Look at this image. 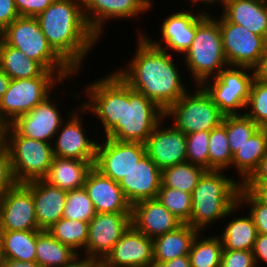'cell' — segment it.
Returning <instances> with one entry per match:
<instances>
[{"instance_id": "cell-26", "label": "cell", "mask_w": 267, "mask_h": 267, "mask_svg": "<svg viewBox=\"0 0 267 267\" xmlns=\"http://www.w3.org/2000/svg\"><path fill=\"white\" fill-rule=\"evenodd\" d=\"M94 162L54 156L43 180L65 191L83 188L86 176L93 168Z\"/></svg>"}, {"instance_id": "cell-40", "label": "cell", "mask_w": 267, "mask_h": 267, "mask_svg": "<svg viewBox=\"0 0 267 267\" xmlns=\"http://www.w3.org/2000/svg\"><path fill=\"white\" fill-rule=\"evenodd\" d=\"M95 214L93 202L84 187L67 191L63 218L90 222Z\"/></svg>"}, {"instance_id": "cell-20", "label": "cell", "mask_w": 267, "mask_h": 267, "mask_svg": "<svg viewBox=\"0 0 267 267\" xmlns=\"http://www.w3.org/2000/svg\"><path fill=\"white\" fill-rule=\"evenodd\" d=\"M162 120L148 137L146 154L161 169L187 162L186 134L172 125L162 126Z\"/></svg>"}, {"instance_id": "cell-41", "label": "cell", "mask_w": 267, "mask_h": 267, "mask_svg": "<svg viewBox=\"0 0 267 267\" xmlns=\"http://www.w3.org/2000/svg\"><path fill=\"white\" fill-rule=\"evenodd\" d=\"M210 132L201 131L186 134L187 162L208 170Z\"/></svg>"}, {"instance_id": "cell-7", "label": "cell", "mask_w": 267, "mask_h": 267, "mask_svg": "<svg viewBox=\"0 0 267 267\" xmlns=\"http://www.w3.org/2000/svg\"><path fill=\"white\" fill-rule=\"evenodd\" d=\"M4 141L10 153L12 174L17 184L42 180L54 158L52 143L18 135L9 125Z\"/></svg>"}, {"instance_id": "cell-4", "label": "cell", "mask_w": 267, "mask_h": 267, "mask_svg": "<svg viewBox=\"0 0 267 267\" xmlns=\"http://www.w3.org/2000/svg\"><path fill=\"white\" fill-rule=\"evenodd\" d=\"M240 187L239 178L228 177L224 170H206L192 192V212L186 224L205 232L208 225L233 217L241 207L238 203Z\"/></svg>"}, {"instance_id": "cell-38", "label": "cell", "mask_w": 267, "mask_h": 267, "mask_svg": "<svg viewBox=\"0 0 267 267\" xmlns=\"http://www.w3.org/2000/svg\"><path fill=\"white\" fill-rule=\"evenodd\" d=\"M157 199L183 224L190 220L192 194L176 188L160 186Z\"/></svg>"}, {"instance_id": "cell-30", "label": "cell", "mask_w": 267, "mask_h": 267, "mask_svg": "<svg viewBox=\"0 0 267 267\" xmlns=\"http://www.w3.org/2000/svg\"><path fill=\"white\" fill-rule=\"evenodd\" d=\"M267 153V136L262 128L245 142L241 148L233 154L232 166L243 183L257 168L260 160ZM237 169V170H236Z\"/></svg>"}, {"instance_id": "cell-19", "label": "cell", "mask_w": 267, "mask_h": 267, "mask_svg": "<svg viewBox=\"0 0 267 267\" xmlns=\"http://www.w3.org/2000/svg\"><path fill=\"white\" fill-rule=\"evenodd\" d=\"M101 263L105 267H152L153 241L131 224Z\"/></svg>"}, {"instance_id": "cell-10", "label": "cell", "mask_w": 267, "mask_h": 267, "mask_svg": "<svg viewBox=\"0 0 267 267\" xmlns=\"http://www.w3.org/2000/svg\"><path fill=\"white\" fill-rule=\"evenodd\" d=\"M255 77L256 70L251 68L227 66L217 77L206 80L201 86L225 116L240 115V110L246 107Z\"/></svg>"}, {"instance_id": "cell-23", "label": "cell", "mask_w": 267, "mask_h": 267, "mask_svg": "<svg viewBox=\"0 0 267 267\" xmlns=\"http://www.w3.org/2000/svg\"><path fill=\"white\" fill-rule=\"evenodd\" d=\"M83 187L96 213H131L132 205L125 198L119 182L104 176L94 167L88 172Z\"/></svg>"}, {"instance_id": "cell-50", "label": "cell", "mask_w": 267, "mask_h": 267, "mask_svg": "<svg viewBox=\"0 0 267 267\" xmlns=\"http://www.w3.org/2000/svg\"><path fill=\"white\" fill-rule=\"evenodd\" d=\"M152 267H191V264L189 255H185L167 262L153 263Z\"/></svg>"}, {"instance_id": "cell-6", "label": "cell", "mask_w": 267, "mask_h": 267, "mask_svg": "<svg viewBox=\"0 0 267 267\" xmlns=\"http://www.w3.org/2000/svg\"><path fill=\"white\" fill-rule=\"evenodd\" d=\"M75 76V71H45L41 76L27 79H11L7 91L0 100V122L10 125L16 118L30 112L43 102L64 79ZM68 77V78H67ZM59 85H58V84ZM55 88V90H53Z\"/></svg>"}, {"instance_id": "cell-49", "label": "cell", "mask_w": 267, "mask_h": 267, "mask_svg": "<svg viewBox=\"0 0 267 267\" xmlns=\"http://www.w3.org/2000/svg\"><path fill=\"white\" fill-rule=\"evenodd\" d=\"M241 186L267 206V183H241Z\"/></svg>"}, {"instance_id": "cell-8", "label": "cell", "mask_w": 267, "mask_h": 267, "mask_svg": "<svg viewBox=\"0 0 267 267\" xmlns=\"http://www.w3.org/2000/svg\"><path fill=\"white\" fill-rule=\"evenodd\" d=\"M1 40L47 71H74L48 44L36 17L19 16L1 32Z\"/></svg>"}, {"instance_id": "cell-53", "label": "cell", "mask_w": 267, "mask_h": 267, "mask_svg": "<svg viewBox=\"0 0 267 267\" xmlns=\"http://www.w3.org/2000/svg\"><path fill=\"white\" fill-rule=\"evenodd\" d=\"M11 79L0 69V100L7 91Z\"/></svg>"}, {"instance_id": "cell-58", "label": "cell", "mask_w": 267, "mask_h": 267, "mask_svg": "<svg viewBox=\"0 0 267 267\" xmlns=\"http://www.w3.org/2000/svg\"><path fill=\"white\" fill-rule=\"evenodd\" d=\"M70 267H83V259L80 258L76 263H74L72 266Z\"/></svg>"}, {"instance_id": "cell-14", "label": "cell", "mask_w": 267, "mask_h": 267, "mask_svg": "<svg viewBox=\"0 0 267 267\" xmlns=\"http://www.w3.org/2000/svg\"><path fill=\"white\" fill-rule=\"evenodd\" d=\"M85 111L86 109L80 103L78 108L69 112L66 117L67 121L62 122L59 130L56 132V138L52 142L54 156L95 161L98 142L88 138L84 130L85 128L81 120L83 117L81 115L83 112L85 114Z\"/></svg>"}, {"instance_id": "cell-56", "label": "cell", "mask_w": 267, "mask_h": 267, "mask_svg": "<svg viewBox=\"0 0 267 267\" xmlns=\"http://www.w3.org/2000/svg\"><path fill=\"white\" fill-rule=\"evenodd\" d=\"M5 126L0 122V144L4 141Z\"/></svg>"}, {"instance_id": "cell-33", "label": "cell", "mask_w": 267, "mask_h": 267, "mask_svg": "<svg viewBox=\"0 0 267 267\" xmlns=\"http://www.w3.org/2000/svg\"><path fill=\"white\" fill-rule=\"evenodd\" d=\"M201 234L196 235L189 252L191 267H220L223 246L219 235L207 238Z\"/></svg>"}, {"instance_id": "cell-39", "label": "cell", "mask_w": 267, "mask_h": 267, "mask_svg": "<svg viewBox=\"0 0 267 267\" xmlns=\"http://www.w3.org/2000/svg\"><path fill=\"white\" fill-rule=\"evenodd\" d=\"M260 127L245 114L226 116V133L232 155L247 142Z\"/></svg>"}, {"instance_id": "cell-34", "label": "cell", "mask_w": 267, "mask_h": 267, "mask_svg": "<svg viewBox=\"0 0 267 267\" xmlns=\"http://www.w3.org/2000/svg\"><path fill=\"white\" fill-rule=\"evenodd\" d=\"M205 171L204 168L189 162L164 168L161 170V186L192 194Z\"/></svg>"}, {"instance_id": "cell-43", "label": "cell", "mask_w": 267, "mask_h": 267, "mask_svg": "<svg viewBox=\"0 0 267 267\" xmlns=\"http://www.w3.org/2000/svg\"><path fill=\"white\" fill-rule=\"evenodd\" d=\"M220 267H257L252 250L223 249Z\"/></svg>"}, {"instance_id": "cell-12", "label": "cell", "mask_w": 267, "mask_h": 267, "mask_svg": "<svg viewBox=\"0 0 267 267\" xmlns=\"http://www.w3.org/2000/svg\"><path fill=\"white\" fill-rule=\"evenodd\" d=\"M131 225V213H96L89 222L82 259L101 262Z\"/></svg>"}, {"instance_id": "cell-27", "label": "cell", "mask_w": 267, "mask_h": 267, "mask_svg": "<svg viewBox=\"0 0 267 267\" xmlns=\"http://www.w3.org/2000/svg\"><path fill=\"white\" fill-rule=\"evenodd\" d=\"M199 233L189 224L152 239L154 263H162L189 255L192 243Z\"/></svg>"}, {"instance_id": "cell-5", "label": "cell", "mask_w": 267, "mask_h": 267, "mask_svg": "<svg viewBox=\"0 0 267 267\" xmlns=\"http://www.w3.org/2000/svg\"><path fill=\"white\" fill-rule=\"evenodd\" d=\"M209 13L196 24L193 42L182 58L193 76L194 85H202L206 80L217 77L229 66L223 51L219 18Z\"/></svg>"}, {"instance_id": "cell-44", "label": "cell", "mask_w": 267, "mask_h": 267, "mask_svg": "<svg viewBox=\"0 0 267 267\" xmlns=\"http://www.w3.org/2000/svg\"><path fill=\"white\" fill-rule=\"evenodd\" d=\"M16 184L12 174L10 153L5 141L0 144V198Z\"/></svg>"}, {"instance_id": "cell-31", "label": "cell", "mask_w": 267, "mask_h": 267, "mask_svg": "<svg viewBox=\"0 0 267 267\" xmlns=\"http://www.w3.org/2000/svg\"><path fill=\"white\" fill-rule=\"evenodd\" d=\"M219 234L223 249L252 250L258 231L253 219L248 216H237L226 224Z\"/></svg>"}, {"instance_id": "cell-21", "label": "cell", "mask_w": 267, "mask_h": 267, "mask_svg": "<svg viewBox=\"0 0 267 267\" xmlns=\"http://www.w3.org/2000/svg\"><path fill=\"white\" fill-rule=\"evenodd\" d=\"M131 224L148 238L154 239L176 230L183 223L155 198L132 205Z\"/></svg>"}, {"instance_id": "cell-25", "label": "cell", "mask_w": 267, "mask_h": 267, "mask_svg": "<svg viewBox=\"0 0 267 267\" xmlns=\"http://www.w3.org/2000/svg\"><path fill=\"white\" fill-rule=\"evenodd\" d=\"M221 15L267 40V0H221Z\"/></svg>"}, {"instance_id": "cell-59", "label": "cell", "mask_w": 267, "mask_h": 267, "mask_svg": "<svg viewBox=\"0 0 267 267\" xmlns=\"http://www.w3.org/2000/svg\"><path fill=\"white\" fill-rule=\"evenodd\" d=\"M262 129L265 131L266 136H267V124L265 126H263Z\"/></svg>"}, {"instance_id": "cell-13", "label": "cell", "mask_w": 267, "mask_h": 267, "mask_svg": "<svg viewBox=\"0 0 267 267\" xmlns=\"http://www.w3.org/2000/svg\"><path fill=\"white\" fill-rule=\"evenodd\" d=\"M97 144L93 167L101 174L119 182L146 154V146L139 142H122L105 137Z\"/></svg>"}, {"instance_id": "cell-46", "label": "cell", "mask_w": 267, "mask_h": 267, "mask_svg": "<svg viewBox=\"0 0 267 267\" xmlns=\"http://www.w3.org/2000/svg\"><path fill=\"white\" fill-rule=\"evenodd\" d=\"M18 17L14 0H0V33Z\"/></svg>"}, {"instance_id": "cell-36", "label": "cell", "mask_w": 267, "mask_h": 267, "mask_svg": "<svg viewBox=\"0 0 267 267\" xmlns=\"http://www.w3.org/2000/svg\"><path fill=\"white\" fill-rule=\"evenodd\" d=\"M233 155L226 133V116L220 126L210 131L208 170H226L232 167Z\"/></svg>"}, {"instance_id": "cell-9", "label": "cell", "mask_w": 267, "mask_h": 267, "mask_svg": "<svg viewBox=\"0 0 267 267\" xmlns=\"http://www.w3.org/2000/svg\"><path fill=\"white\" fill-rule=\"evenodd\" d=\"M224 116L201 85L195 87L193 94L188 90L164 111V119L171 117L172 126L185 134L210 132L222 124Z\"/></svg>"}, {"instance_id": "cell-1", "label": "cell", "mask_w": 267, "mask_h": 267, "mask_svg": "<svg viewBox=\"0 0 267 267\" xmlns=\"http://www.w3.org/2000/svg\"><path fill=\"white\" fill-rule=\"evenodd\" d=\"M84 88L89 100L81 105L98 117L104 137L145 144L164 119V111L156 103L134 91L114 71Z\"/></svg>"}, {"instance_id": "cell-52", "label": "cell", "mask_w": 267, "mask_h": 267, "mask_svg": "<svg viewBox=\"0 0 267 267\" xmlns=\"http://www.w3.org/2000/svg\"><path fill=\"white\" fill-rule=\"evenodd\" d=\"M256 76L262 80L267 81V44L265 47L261 63L259 67L256 69Z\"/></svg>"}, {"instance_id": "cell-2", "label": "cell", "mask_w": 267, "mask_h": 267, "mask_svg": "<svg viewBox=\"0 0 267 267\" xmlns=\"http://www.w3.org/2000/svg\"><path fill=\"white\" fill-rule=\"evenodd\" d=\"M137 50L128 65L114 71L134 91L143 94L163 111L188 90L169 51L154 47L143 35H137Z\"/></svg>"}, {"instance_id": "cell-3", "label": "cell", "mask_w": 267, "mask_h": 267, "mask_svg": "<svg viewBox=\"0 0 267 267\" xmlns=\"http://www.w3.org/2000/svg\"><path fill=\"white\" fill-rule=\"evenodd\" d=\"M36 18L48 44L78 75L100 40L87 23L82 0H54Z\"/></svg>"}, {"instance_id": "cell-16", "label": "cell", "mask_w": 267, "mask_h": 267, "mask_svg": "<svg viewBox=\"0 0 267 267\" xmlns=\"http://www.w3.org/2000/svg\"><path fill=\"white\" fill-rule=\"evenodd\" d=\"M206 10L200 9L198 13H192V10H179L169 14L161 24L160 41L153 40L147 34L138 31V35H143L154 47L161 48L164 51L173 50L176 53L183 54L190 48L196 33V24L207 14ZM150 37V38H149ZM163 42V43H162ZM165 43V44H164ZM169 48V49H168Z\"/></svg>"}, {"instance_id": "cell-15", "label": "cell", "mask_w": 267, "mask_h": 267, "mask_svg": "<svg viewBox=\"0 0 267 267\" xmlns=\"http://www.w3.org/2000/svg\"><path fill=\"white\" fill-rule=\"evenodd\" d=\"M41 230L35 214L32 191L15 184L0 198V231Z\"/></svg>"}, {"instance_id": "cell-29", "label": "cell", "mask_w": 267, "mask_h": 267, "mask_svg": "<svg viewBox=\"0 0 267 267\" xmlns=\"http://www.w3.org/2000/svg\"><path fill=\"white\" fill-rule=\"evenodd\" d=\"M0 69L10 79H27L41 76L46 69L37 61L28 58L19 49L0 42Z\"/></svg>"}, {"instance_id": "cell-28", "label": "cell", "mask_w": 267, "mask_h": 267, "mask_svg": "<svg viewBox=\"0 0 267 267\" xmlns=\"http://www.w3.org/2000/svg\"><path fill=\"white\" fill-rule=\"evenodd\" d=\"M79 259L77 252L55 239L47 230H37L35 261L41 267H70Z\"/></svg>"}, {"instance_id": "cell-18", "label": "cell", "mask_w": 267, "mask_h": 267, "mask_svg": "<svg viewBox=\"0 0 267 267\" xmlns=\"http://www.w3.org/2000/svg\"><path fill=\"white\" fill-rule=\"evenodd\" d=\"M151 4L152 0H82L87 23L99 39L105 33L106 21L137 18L150 11Z\"/></svg>"}, {"instance_id": "cell-11", "label": "cell", "mask_w": 267, "mask_h": 267, "mask_svg": "<svg viewBox=\"0 0 267 267\" xmlns=\"http://www.w3.org/2000/svg\"><path fill=\"white\" fill-rule=\"evenodd\" d=\"M219 30L228 65L256 70L264 55L267 40L244 26L228 22L222 15L219 18Z\"/></svg>"}, {"instance_id": "cell-35", "label": "cell", "mask_w": 267, "mask_h": 267, "mask_svg": "<svg viewBox=\"0 0 267 267\" xmlns=\"http://www.w3.org/2000/svg\"><path fill=\"white\" fill-rule=\"evenodd\" d=\"M88 227L89 222L62 217L48 228L47 231L62 244L70 246L80 256L82 252L79 249L84 251L86 246Z\"/></svg>"}, {"instance_id": "cell-45", "label": "cell", "mask_w": 267, "mask_h": 267, "mask_svg": "<svg viewBox=\"0 0 267 267\" xmlns=\"http://www.w3.org/2000/svg\"><path fill=\"white\" fill-rule=\"evenodd\" d=\"M19 16L37 17L45 11L54 0H14Z\"/></svg>"}, {"instance_id": "cell-48", "label": "cell", "mask_w": 267, "mask_h": 267, "mask_svg": "<svg viewBox=\"0 0 267 267\" xmlns=\"http://www.w3.org/2000/svg\"><path fill=\"white\" fill-rule=\"evenodd\" d=\"M243 183H267V153L260 160L257 168Z\"/></svg>"}, {"instance_id": "cell-55", "label": "cell", "mask_w": 267, "mask_h": 267, "mask_svg": "<svg viewBox=\"0 0 267 267\" xmlns=\"http://www.w3.org/2000/svg\"><path fill=\"white\" fill-rule=\"evenodd\" d=\"M83 267H105L101 262H91L83 259Z\"/></svg>"}, {"instance_id": "cell-24", "label": "cell", "mask_w": 267, "mask_h": 267, "mask_svg": "<svg viewBox=\"0 0 267 267\" xmlns=\"http://www.w3.org/2000/svg\"><path fill=\"white\" fill-rule=\"evenodd\" d=\"M25 185L32 191L38 227L47 230L63 217L67 191L54 187L43 179Z\"/></svg>"}, {"instance_id": "cell-37", "label": "cell", "mask_w": 267, "mask_h": 267, "mask_svg": "<svg viewBox=\"0 0 267 267\" xmlns=\"http://www.w3.org/2000/svg\"><path fill=\"white\" fill-rule=\"evenodd\" d=\"M241 112L260 128L267 124V81L257 76L253 79L245 110Z\"/></svg>"}, {"instance_id": "cell-42", "label": "cell", "mask_w": 267, "mask_h": 267, "mask_svg": "<svg viewBox=\"0 0 267 267\" xmlns=\"http://www.w3.org/2000/svg\"><path fill=\"white\" fill-rule=\"evenodd\" d=\"M238 203L250 207L249 214L259 234H267V206L261 203L249 190L240 187L238 193Z\"/></svg>"}, {"instance_id": "cell-17", "label": "cell", "mask_w": 267, "mask_h": 267, "mask_svg": "<svg viewBox=\"0 0 267 267\" xmlns=\"http://www.w3.org/2000/svg\"><path fill=\"white\" fill-rule=\"evenodd\" d=\"M52 98V99H51ZM50 95L30 112L16 118L9 126L18 134L37 141L52 143L65 117Z\"/></svg>"}, {"instance_id": "cell-47", "label": "cell", "mask_w": 267, "mask_h": 267, "mask_svg": "<svg viewBox=\"0 0 267 267\" xmlns=\"http://www.w3.org/2000/svg\"><path fill=\"white\" fill-rule=\"evenodd\" d=\"M252 253L256 265L259 266L262 261L267 264V234H259L254 242Z\"/></svg>"}, {"instance_id": "cell-51", "label": "cell", "mask_w": 267, "mask_h": 267, "mask_svg": "<svg viewBox=\"0 0 267 267\" xmlns=\"http://www.w3.org/2000/svg\"><path fill=\"white\" fill-rule=\"evenodd\" d=\"M1 267H41L36 261L23 262L18 260L4 259Z\"/></svg>"}, {"instance_id": "cell-57", "label": "cell", "mask_w": 267, "mask_h": 267, "mask_svg": "<svg viewBox=\"0 0 267 267\" xmlns=\"http://www.w3.org/2000/svg\"><path fill=\"white\" fill-rule=\"evenodd\" d=\"M4 255H3V250H2V244L0 240V267L2 266V263L4 262Z\"/></svg>"}, {"instance_id": "cell-54", "label": "cell", "mask_w": 267, "mask_h": 267, "mask_svg": "<svg viewBox=\"0 0 267 267\" xmlns=\"http://www.w3.org/2000/svg\"><path fill=\"white\" fill-rule=\"evenodd\" d=\"M200 3V2H202V4L204 3V6L206 7V8H211L210 6L212 5L213 6V4L216 6L217 4L216 3H218V2H220L221 3V0H191V4H193L192 6H195V4L196 3ZM210 5V6H209ZM209 6V7H208Z\"/></svg>"}, {"instance_id": "cell-22", "label": "cell", "mask_w": 267, "mask_h": 267, "mask_svg": "<svg viewBox=\"0 0 267 267\" xmlns=\"http://www.w3.org/2000/svg\"><path fill=\"white\" fill-rule=\"evenodd\" d=\"M119 186L131 205L141 200L155 199L161 186V169L145 154L119 181Z\"/></svg>"}, {"instance_id": "cell-32", "label": "cell", "mask_w": 267, "mask_h": 267, "mask_svg": "<svg viewBox=\"0 0 267 267\" xmlns=\"http://www.w3.org/2000/svg\"><path fill=\"white\" fill-rule=\"evenodd\" d=\"M37 230L0 231L5 259L32 262L36 258Z\"/></svg>"}]
</instances>
